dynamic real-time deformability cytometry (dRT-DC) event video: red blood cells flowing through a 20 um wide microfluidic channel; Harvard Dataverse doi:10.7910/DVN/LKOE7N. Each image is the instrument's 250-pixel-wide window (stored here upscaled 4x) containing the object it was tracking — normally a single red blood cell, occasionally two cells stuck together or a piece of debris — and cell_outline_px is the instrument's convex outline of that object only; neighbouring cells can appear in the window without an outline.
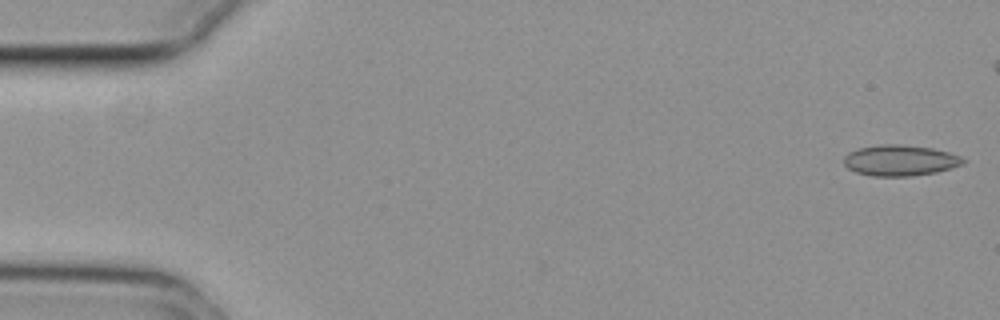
{"species": "common noctule bat (a hibernating species)", "species_latin": "Nyctalus noctula", "temperature_condition": "cold", "stored_images_in_passage": 48, "camera_frame_rate_fps": 3000, "um_per_image_px": 0.085, "animal": {"sex": "female", "body_mass_g": 29.2, "forearm_length_mm": 56.3}, "frame": {"image": 1, "passage_image": 1, "time_ms": 0.0, "image_size_px": [1000, 320], "cell_outline_px": [[968, 160], [964, 164], [952, 168], [936, 172], [912, 176], [872, 176], [856, 172], [848, 168], [844, 164], [844, 156], [848, 152], [860, 148], [880, 144], [900, 144], [932, 148], [948, 152], [960, 156]], "centroid_in_image_um": [76.53, 13.63], "position_along_channel_um": 8.5, "area_um2": 21.56}}
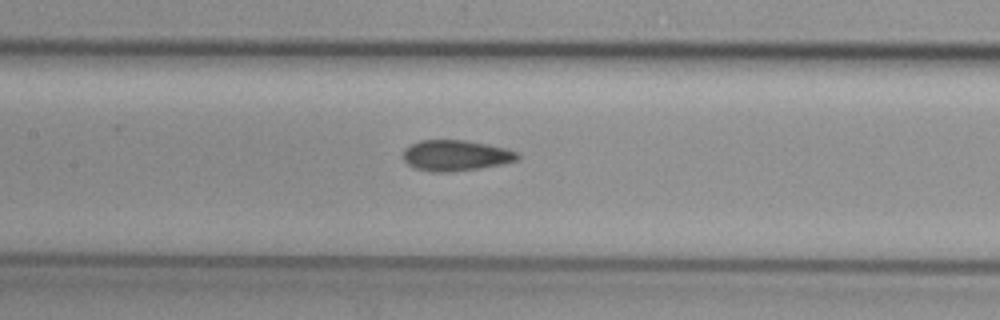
{"frame": {"image": 2, "passage_image": 25, "time_ms": 8.0, "image_size_px": [1000, 320], "cell_outline_px": [[520, 156], [516, 160], [500, 164], [480, 168], [448, 172], [432, 172], [416, 168], [408, 164], [404, 160], [404, 148], [420, 140], [464, 140], [488, 144], [520, 152]], "centroid_in_image_um": [38.74, 13.21], "position_along_channel_um": 168.7, "area_um2": 20.4}}
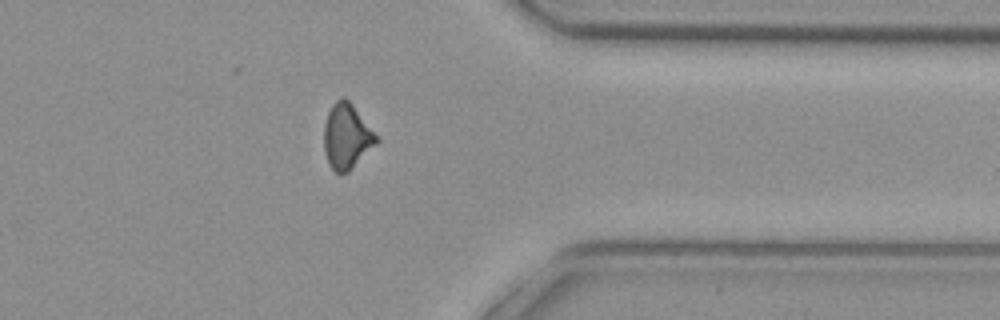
{"frame": {"image": 3, "passage_image": 43, "time_ms": 14.0, "image_size_px": [1000, 320], "cell_outline_px": [[380, 140], [348, 172], [340, 176], [328, 164], [324, 148], [324, 124], [328, 112], [332, 104], [336, 100], [344, 96], [352, 104]], "centroid_in_image_um": [29.45, 11.61], "position_along_channel_um": 382.0, "area_um2": 19.77}}